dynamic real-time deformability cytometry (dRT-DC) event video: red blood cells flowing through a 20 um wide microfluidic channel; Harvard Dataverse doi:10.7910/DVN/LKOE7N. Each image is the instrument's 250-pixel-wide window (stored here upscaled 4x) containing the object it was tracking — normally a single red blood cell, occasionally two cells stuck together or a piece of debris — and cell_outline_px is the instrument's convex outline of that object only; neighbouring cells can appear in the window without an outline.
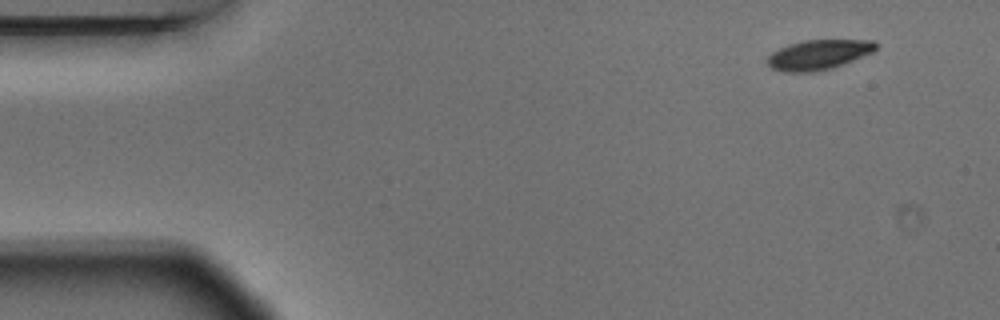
{"species": "Egyptian fruit bat (a non-hibernating species)", "species_latin": "Rousettus aegyptiacus", "temperature_condition": "warm", "stored_images_in_passage": 3, "camera_frame_rate_fps": 3000, "um_per_image_px": 0.085, "animal": {"sex": "male"}, "frame": {"image": 1, "passage_image": 1, "time_ms": 0.0, "image_size_px": [1000, 320], "cell_outline_px": [[876, 48], [872, 52], [832, 68], [812, 72], [784, 72], [772, 68], [768, 64], [768, 56], [772, 52], [788, 44], [804, 40], [872, 40], [876, 44]], "centroid_in_image_um": [69.54, 4.65], "position_along_channel_um": 15.5, "area_um2": 18.61}}
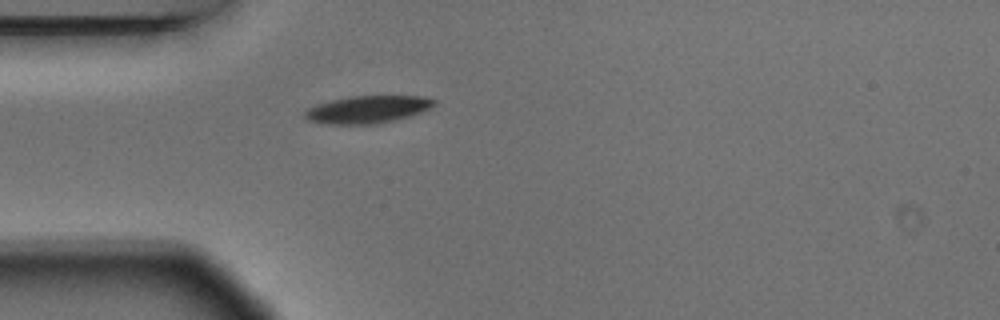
{"frame": {"image": 2, "passage_image": 3, "time_ms": 0.667, "image_size_px": [1000, 320], "cell_outline_px": [[436, 104], [420, 112], [408, 116], [376, 124], [328, 124], [308, 120], [304, 116], [304, 112], [308, 108], [316, 104], [348, 96], [420, 96], [436, 100]], "centroid_in_image_um": [31.2, 9.3], "position_along_channel_um": 53.8, "area_um2": 20.46}}